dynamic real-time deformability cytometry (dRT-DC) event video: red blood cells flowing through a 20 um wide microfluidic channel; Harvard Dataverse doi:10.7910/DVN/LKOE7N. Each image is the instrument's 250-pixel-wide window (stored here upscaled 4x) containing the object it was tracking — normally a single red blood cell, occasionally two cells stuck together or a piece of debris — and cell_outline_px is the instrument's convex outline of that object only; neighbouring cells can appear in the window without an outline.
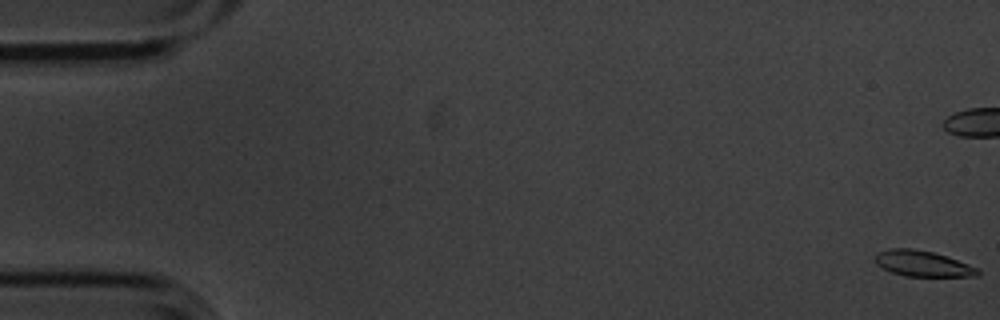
{"species": "common noctule bat (a hibernating species)", "species_latin": "Nyctalus noctula", "temperature_condition": "cold", "stored_images_in_passage": 8, "camera_frame_rate_fps": 3000, "um_per_image_px": 0.085, "animal": {"sex": "male", "body_mass_g": 20.1, "forearm_length_mm": 53.5}, "frame": {"image": 1, "passage_image": 1, "time_ms": 0.0, "image_size_px": [1000, 320], "cell_outline_px": [[980, 272], [976, 276], [904, 276], [892, 272], [876, 264], [872, 260], [872, 256], [876, 252], [888, 248], [912, 248], [932, 252], [980, 268]], "centroid_in_image_um": [78.35, 22.39], "position_along_channel_um": 6.7, "area_um2": 15.49}}